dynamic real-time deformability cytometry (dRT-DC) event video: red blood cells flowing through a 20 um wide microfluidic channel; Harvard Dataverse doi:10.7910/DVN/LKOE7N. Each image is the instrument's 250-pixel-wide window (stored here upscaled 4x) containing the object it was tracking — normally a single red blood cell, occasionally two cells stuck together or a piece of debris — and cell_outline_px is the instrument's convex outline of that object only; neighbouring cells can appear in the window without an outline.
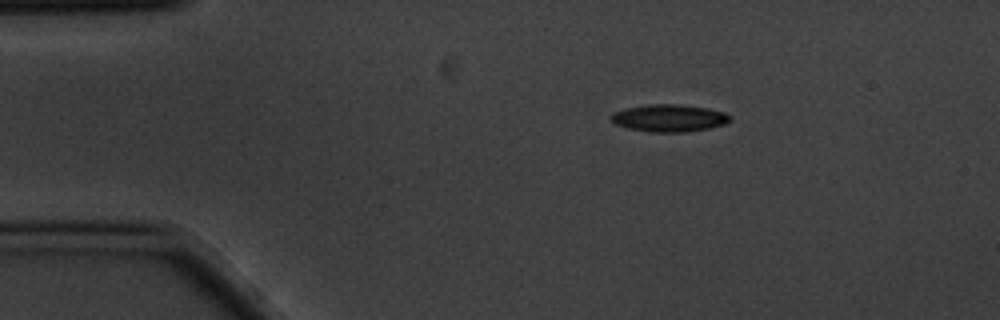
{"species": "common noctule bat (a hibernating species)", "species_latin": "Nyctalus noctula", "temperature_condition": "cold", "stored_images_in_passage": 4, "camera_frame_rate_fps": 3000, "um_per_image_px": 0.085, "animal": {"sex": "male", "body_mass_g": 20.1, "forearm_length_mm": 53.5}, "frame": {"image": 1, "passage_image": 1, "time_ms": 0.0, "image_size_px": [1000, 320], "cell_outline_px": [[732, 120], [724, 124], [708, 128], [684, 132], [652, 132], [628, 128], [616, 124], [608, 120], [608, 116], [612, 112], [624, 108], [648, 104], [680, 104], [708, 108], [724, 112], [732, 116]], "centroid_in_image_um": [56.84, 10.02], "position_along_channel_um": 28.2, "area_um2": 19.19}}
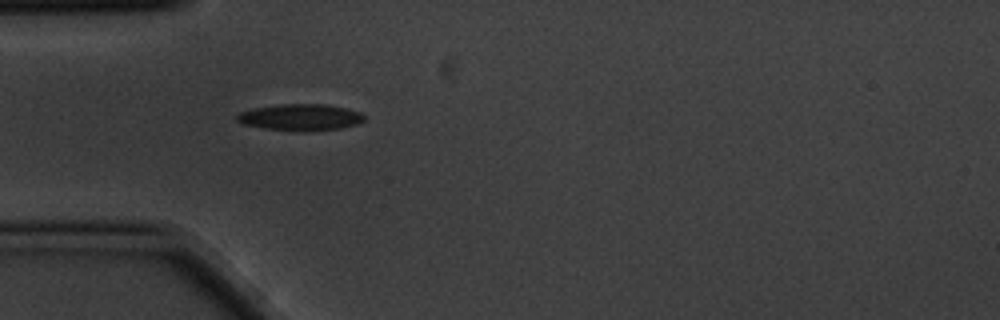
{"frame": {"image": 2, "passage_image": 3, "time_ms": 0.667, "image_size_px": [1000, 320], "cell_outline_px": [[364, 120], [356, 124], [340, 128], [312, 132], [300, 132], [264, 128], [240, 124], [236, 120], [236, 116], [240, 112], [252, 108], [280, 104], [324, 104], [344, 108], [360, 112], [364, 116]], "centroid_in_image_um": [25.49, 9.98], "position_along_channel_um": 59.5, "area_um2": 19.88}}